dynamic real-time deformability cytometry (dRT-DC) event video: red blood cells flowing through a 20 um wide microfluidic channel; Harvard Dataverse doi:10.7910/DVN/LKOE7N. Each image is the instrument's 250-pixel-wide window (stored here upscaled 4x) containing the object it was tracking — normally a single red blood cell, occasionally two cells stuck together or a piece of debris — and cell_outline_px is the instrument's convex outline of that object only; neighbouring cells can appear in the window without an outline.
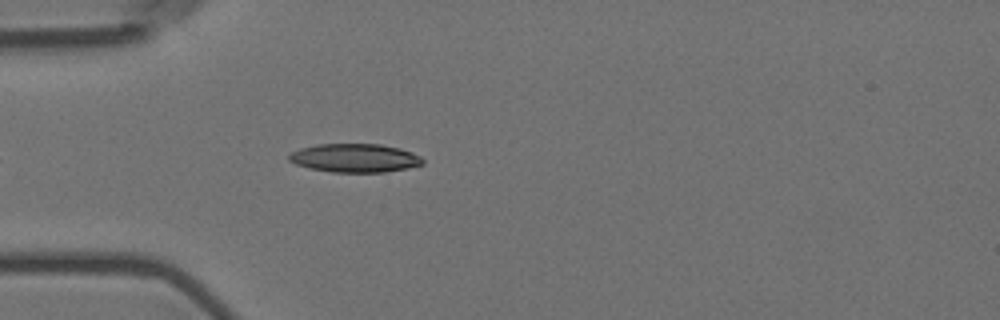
{"species": "Egyptian fruit bat (a non-hibernating species)", "species_latin": "Rousettus aegyptiacus", "temperature_condition": "room temperature", "stored_images_in_passage": 4, "camera_frame_rate_fps": 3000, "um_per_image_px": 0.085, "animal": {"sex": "female"}, "frame": {"image": 1, "passage_image": 4, "time_ms": 1.0, "image_size_px": [1000, 320], "cell_outline_px": [[424, 164], [384, 172], [332, 172], [308, 168], [296, 164], [288, 160], [288, 156], [292, 152], [300, 148], [316, 144], [380, 144], [400, 148], [412, 152], [420, 156], [424, 160]], "centroid_in_image_um": [30.14, 13.42], "position_along_channel_um": 54.9, "area_um2": 22.25}}